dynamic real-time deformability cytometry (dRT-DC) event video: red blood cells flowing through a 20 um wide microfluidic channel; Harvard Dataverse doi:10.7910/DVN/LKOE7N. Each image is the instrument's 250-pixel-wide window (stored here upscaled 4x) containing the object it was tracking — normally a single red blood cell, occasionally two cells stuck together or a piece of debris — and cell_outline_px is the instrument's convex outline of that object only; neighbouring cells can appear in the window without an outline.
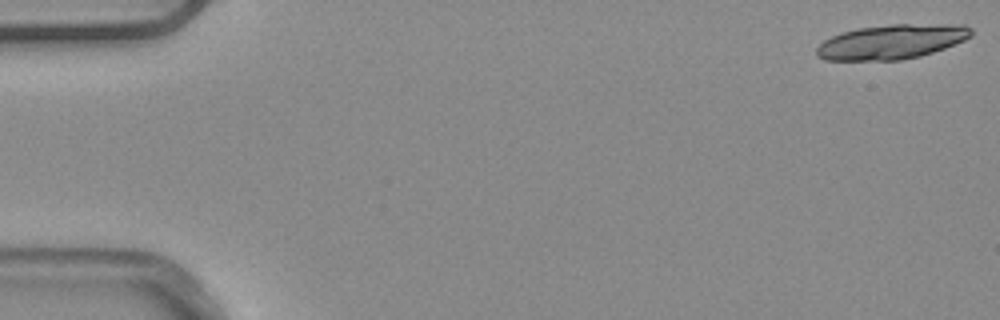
{"species": "common noctule bat (a hibernating species)", "species_latin": "Nyctalus noctula", "temperature_condition": "warm", "stored_images_in_passage": 5, "camera_frame_rate_fps": 3000, "um_per_image_px": 0.085, "animal": {"sex": "male", "body_mass_g": 20.4}, "frame": {"image": 1, "passage_image": 1, "time_ms": 0.0, "image_size_px": [1000, 320], "cell_outline_px": [[972, 36], [964, 40], [944, 48], [920, 56], [900, 60], [824, 60], [816, 56], [816, 48], [824, 40], [832, 36], [844, 32], [860, 28], [892, 24], [964, 24], [972, 28]], "centroid_in_image_um": [75.81, 3.55], "position_along_channel_um": 9.2, "area_um2": 31.1}}